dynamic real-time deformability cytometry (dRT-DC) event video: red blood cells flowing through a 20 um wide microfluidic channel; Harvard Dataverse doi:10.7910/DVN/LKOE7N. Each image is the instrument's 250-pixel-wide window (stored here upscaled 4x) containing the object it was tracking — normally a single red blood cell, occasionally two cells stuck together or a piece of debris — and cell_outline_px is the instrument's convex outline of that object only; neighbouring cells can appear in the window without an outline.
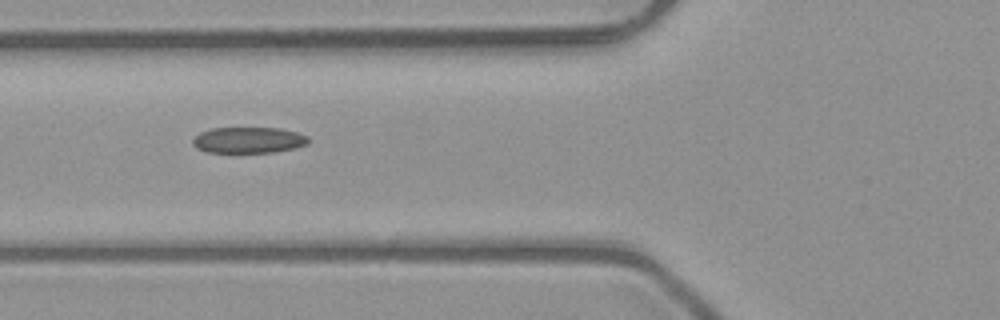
{"species": "common noctule bat (a hibernating species)", "species_latin": "Nyctalus noctula", "temperature_condition": "room temperature", "stored_images_in_passage": 6, "camera_frame_rate_fps": 3000, "um_per_image_px": 0.085, "animal": {"sex": "male", "body_mass_g": 23.1, "forearm_length_mm": 52.7}, "frame": {"image": 1, "passage_image": 6, "time_ms": 1.667, "image_size_px": [1000, 320], "cell_outline_px": [[308, 144], [296, 148], [272, 152], [208, 152], [196, 148], [192, 144], [192, 140], [200, 132], [212, 128], [280, 128], [296, 132], [308, 136]], "centroid_in_image_um": [21.13, 11.9], "position_along_channel_um": 104.7, "area_um2": 17.51}}